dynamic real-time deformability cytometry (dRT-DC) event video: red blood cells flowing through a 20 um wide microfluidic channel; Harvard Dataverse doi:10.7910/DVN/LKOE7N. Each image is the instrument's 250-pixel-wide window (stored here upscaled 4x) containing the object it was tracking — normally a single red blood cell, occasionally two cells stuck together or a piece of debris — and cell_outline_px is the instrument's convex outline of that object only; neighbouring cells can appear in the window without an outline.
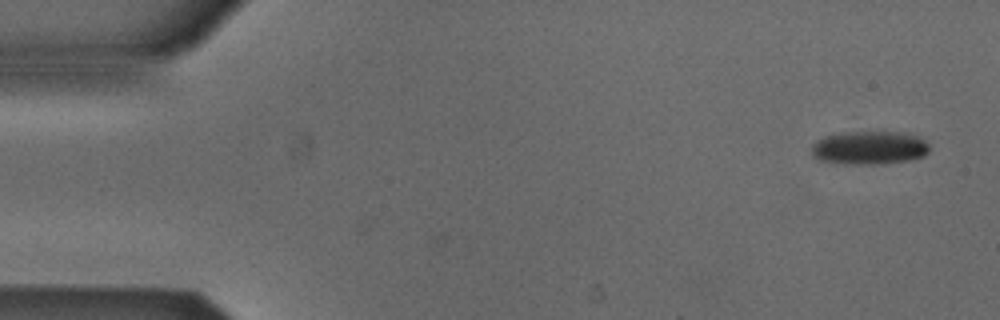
{"species": "Egyptian fruit bat (a non-hibernating species)", "species_latin": "Rousettus aegyptiacus", "temperature_condition": "cold", "stored_images_in_passage": 14, "camera_frame_rate_fps": 3000, "um_per_image_px": 0.085, "animal": {"sex": "male"}, "frame": {"image": 1, "passage_image": 1, "time_ms": 0.0, "image_size_px": [1000, 320], "cell_outline_px": [[928, 152], [924, 156], [908, 160], [884, 164], [844, 164], [816, 160], [812, 156], [812, 144], [816, 140], [828, 136], [844, 132], [900, 132], [916, 136], [924, 140], [928, 144]], "centroid_in_image_um": [73.86, 12.58], "position_along_channel_um": 11.1, "area_um2": 23.0}}